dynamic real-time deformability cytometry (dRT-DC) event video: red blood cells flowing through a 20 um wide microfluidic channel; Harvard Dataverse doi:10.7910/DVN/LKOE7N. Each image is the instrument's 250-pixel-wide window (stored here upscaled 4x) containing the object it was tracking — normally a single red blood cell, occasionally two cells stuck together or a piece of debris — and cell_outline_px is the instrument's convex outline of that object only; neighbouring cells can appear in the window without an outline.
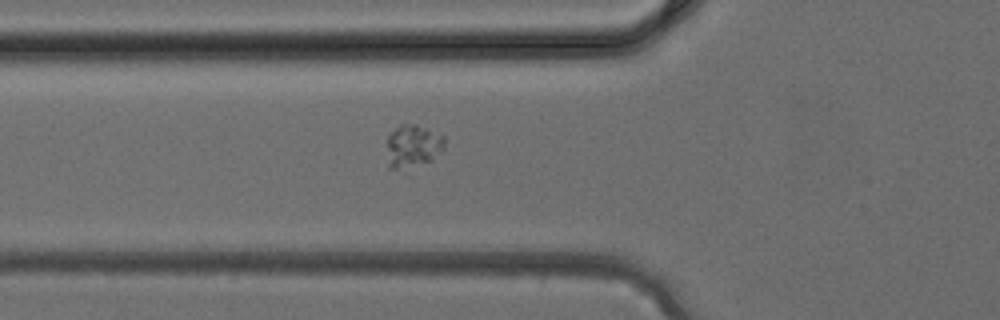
{"species": "common noctule bat (a hibernating species)", "species_latin": "Nyctalus noctula", "temperature_condition": "cold", "stored_images_in_passage": 26, "camera_frame_rate_fps": 3000, "um_per_image_px": 0.085, "animal": {"sex": "female", "body_mass_g": 24.6, "forearm_length_mm": 56.2}, "frame": {"image": 1, "passage_image": 4, "time_ms": 1.0, "image_size_px": [1000, 320], "cell_outline_px": [[444, 148], [432, 160], [396, 168], [388, 168], [388, 136], [400, 124], [416, 124], [444, 136]], "centroid_in_image_um": [35.1, 12.37], "position_along_channel_um": 90.7, "area_um2": 13.81}}
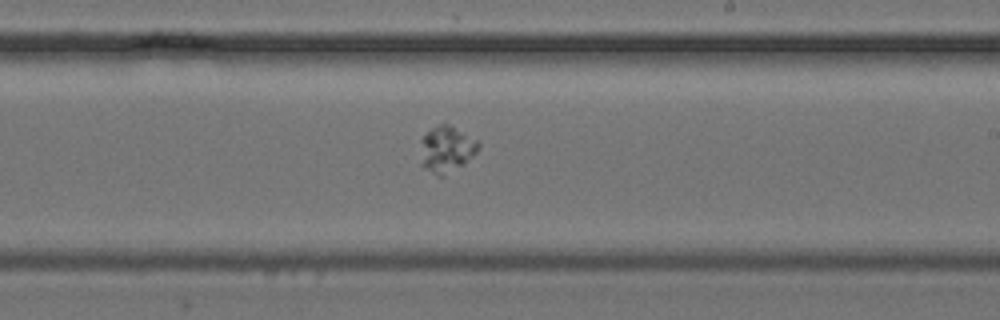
{"frame": {"image": 2, "passage_image": 13, "time_ms": 4.0, "image_size_px": [1000, 320], "cell_outline_px": [[480, 144], [476, 152], [464, 164], [444, 176], [440, 176], [424, 168], [420, 164], [420, 140], [432, 128], [440, 124], [448, 124], [476, 140]], "centroid_in_image_um": [37.91, 12.7], "position_along_channel_um": 251.1, "area_um2": 15.43}}
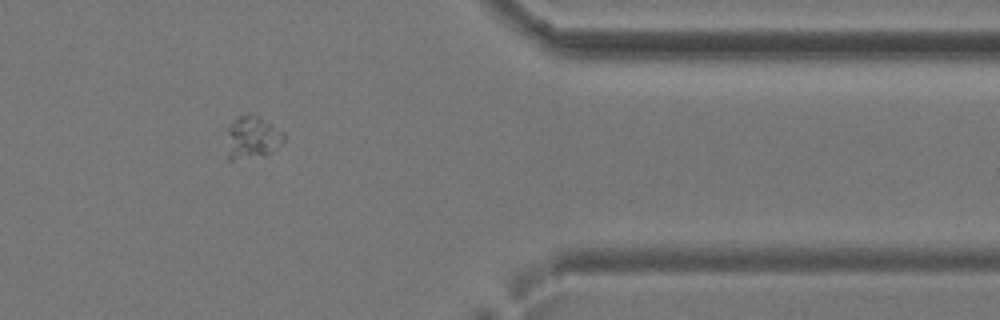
{"frame": {"image": 3, "passage_image": 22, "time_ms": 7.0, "image_size_px": [1000, 320], "cell_outline_px": [[284, 140], [280, 144], [264, 156], [232, 160], [228, 160], [228, 128], [236, 116], [248, 112], [260, 116], [284, 132]], "centroid_in_image_um": [21.44, 11.65], "position_along_channel_um": 390.0, "area_um2": 14.28}}